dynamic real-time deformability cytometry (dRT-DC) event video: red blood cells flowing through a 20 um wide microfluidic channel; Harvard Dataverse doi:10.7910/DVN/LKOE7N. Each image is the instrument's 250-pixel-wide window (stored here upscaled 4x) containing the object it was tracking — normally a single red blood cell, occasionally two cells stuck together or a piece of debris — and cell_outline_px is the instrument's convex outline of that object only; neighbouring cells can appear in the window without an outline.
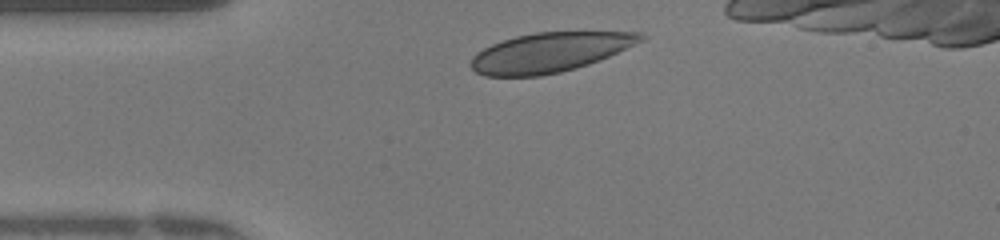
{"species": "human", "species_latin": "Homo sapiens", "temperature_condition": "warm", "stored_images_in_passage": 35, "camera_frame_rate_fps": 3000, "um_per_image_px": 0.085, "donor": {"sex": "female"}, "frame": {"image": 1, "passage_image": 3, "time_ms": 0.667, "image_size_px": [1000, 240], "cell_outline_px": [[644, 40], [608, 56], [588, 64], [576, 68], [560, 72], [540, 76], [488, 76], [476, 72], [472, 68], [472, 56], [476, 52], [492, 44], [516, 36], [536, 32], [644, 32]], "centroid_in_image_um": [46.72, 4.45], "position_along_channel_um": 38.3, "area_um2": 38.73}}
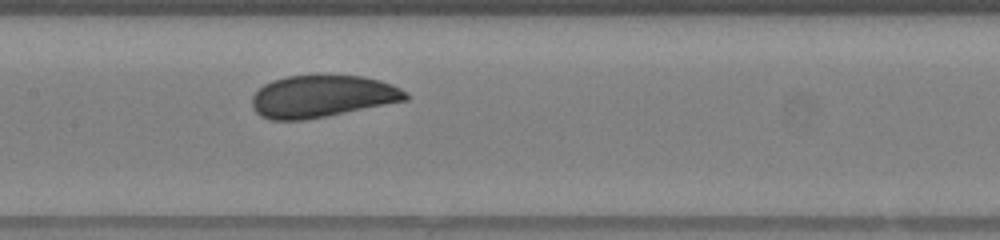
{"frame": {"image": 2, "passage_image": 15, "time_ms": 4.667, "image_size_px": [1000, 240], "cell_outline_px": [[408, 100], [328, 116], [304, 120], [272, 120], [260, 116], [256, 112], [252, 104], [252, 96], [264, 84], [272, 80], [288, 76], [364, 76], [380, 80], [392, 84], [408, 92]], "centroid_in_image_um": [27.4, 8.2], "position_along_channel_um": 180.0, "area_um2": 37.69}}
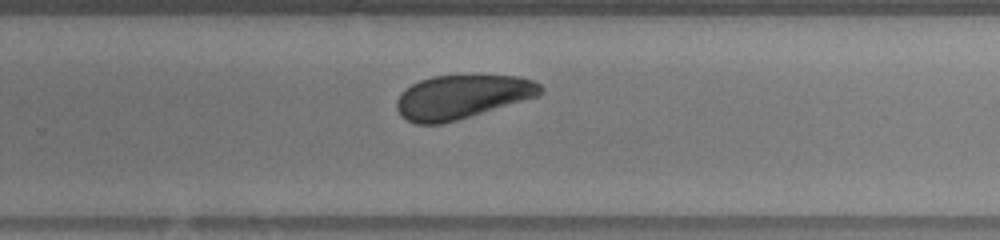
{"frame": {"image": 3, "passage_image": 23, "time_ms": 7.333, "image_size_px": [1000, 240], "cell_outline_px": [[544, 92], [540, 96], [456, 120], [440, 124], [416, 124], [400, 116], [396, 108], [396, 100], [412, 84], [420, 80], [432, 76], [520, 76], [532, 80], [540, 84], [544, 88]], "centroid_in_image_um": [39.3, 8.24], "position_along_channel_um": 290.5, "area_um2": 36.53}, "authors_computed_cell_mechanics": {"area_um2": 37.9168, "velocity_mm_per_s": 4.158, "shape_relaxation_time_tau1_ms": 6.8194, "shape_relaxation_time_tau2_ms": null, "deformation_change_tau1": 0.1713, "deformation_change_tau2": null}}